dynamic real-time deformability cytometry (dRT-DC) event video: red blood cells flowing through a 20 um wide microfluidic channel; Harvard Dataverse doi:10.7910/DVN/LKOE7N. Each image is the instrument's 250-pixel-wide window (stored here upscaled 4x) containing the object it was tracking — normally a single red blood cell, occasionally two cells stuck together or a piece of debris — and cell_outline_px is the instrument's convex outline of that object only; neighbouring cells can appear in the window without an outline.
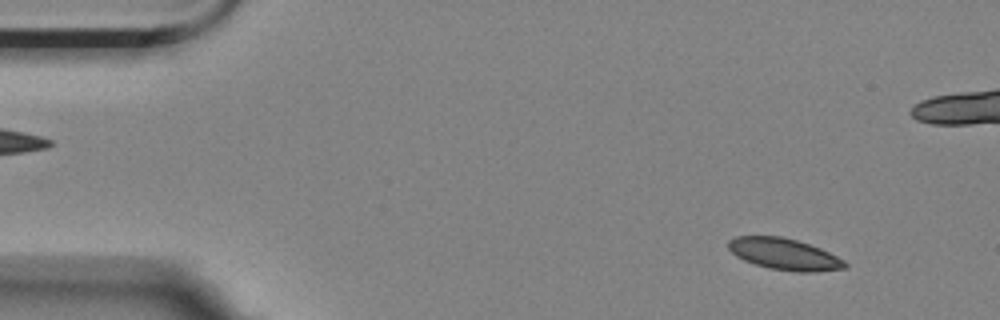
{"species": "Egyptian fruit bat (a non-hibernating species)", "species_latin": "Rousettus aegyptiacus", "temperature_condition": "room temperature", "stored_images_in_passage": 15, "camera_frame_rate_fps": 3000, "um_per_image_px": 0.085, "animal": {"sex": "female"}, "frame": {"image": 1, "passage_image": 5, "time_ms": 1.333, "image_size_px": [1000, 320], "cell_outline_px": [[848, 268], [816, 272], [796, 272], [768, 268], [744, 260], [736, 256], [728, 248], [728, 240], [736, 236], [780, 236], [796, 240], [820, 248], [844, 260], [848, 264]], "centroid_in_image_um": [66.67, 21.61], "position_along_channel_um": 18.3, "area_um2": 21.39}}